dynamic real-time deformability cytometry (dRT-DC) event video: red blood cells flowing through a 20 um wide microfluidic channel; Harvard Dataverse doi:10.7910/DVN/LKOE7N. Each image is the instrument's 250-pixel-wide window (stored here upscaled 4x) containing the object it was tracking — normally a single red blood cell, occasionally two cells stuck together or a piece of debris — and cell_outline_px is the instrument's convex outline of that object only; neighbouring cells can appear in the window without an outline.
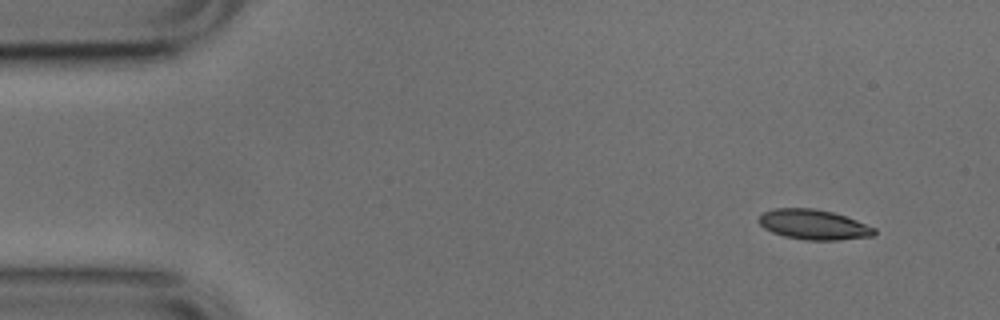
{"species": "common noctule bat (a hibernating species)", "species_latin": "Nyctalus noctula", "temperature_condition": "cold", "stored_images_in_passage": 50, "camera_frame_rate_fps": 3000, "um_per_image_px": 0.085, "animal": {"sex": "male", "body_mass_g": 17.9, "forearm_length_mm": 54.2}, "frame": {"image": 1, "passage_image": 1, "time_ms": 0.0, "image_size_px": [1000, 320], "cell_outline_px": [[876, 232], [872, 236], [840, 240], [804, 240], [784, 236], [772, 232], [764, 228], [756, 220], [764, 212], [772, 208], [812, 208], [832, 212], [856, 220], [876, 228]], "centroid_in_image_um": [69.13, 19.09], "position_along_channel_um": 15.9, "area_um2": 20.23}}
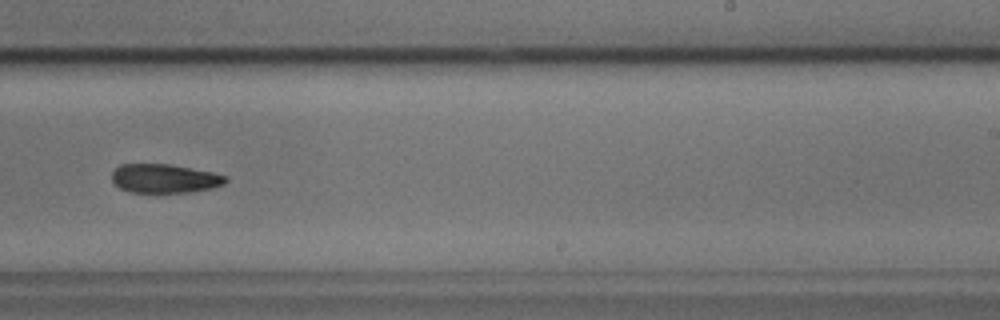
{"frame": {"image": 2, "passage_image": 29, "time_ms": 9.333, "image_size_px": [1000, 320], "cell_outline_px": [[228, 180], [224, 184], [212, 188], [188, 192], [128, 192], [120, 188], [112, 180], [112, 172], [120, 164], [172, 164], [212, 172], [228, 176]], "centroid_in_image_um": [14.0, 15.16], "position_along_channel_um": 275.0, "area_um2": 19.19}}
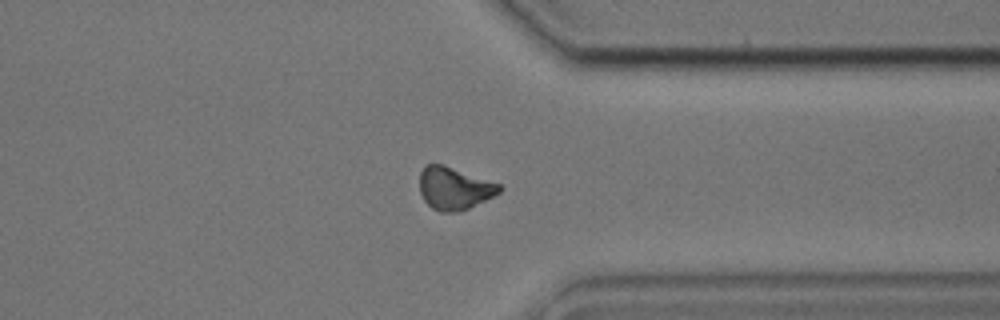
{"frame": {"image": 3, "passage_image": 37, "time_ms": 12.0, "image_size_px": [1000, 320], "cell_outline_px": [[504, 188], [500, 192], [468, 208], [456, 212], [440, 212], [432, 208], [424, 200], [420, 192], [420, 172], [424, 164], [444, 164], [500, 184]], "centroid_in_image_um": [38.59, 15.99], "position_along_channel_um": 372.8, "area_um2": 19.71}, "authors_computed_cell_mechanics": {"area_um2": 19.941, "velocity_mm_per_s": 3.7753, "shape_relaxation_time_tau1_ms": 9.3492, "shape_relaxation_time_tau2_ms": null, "deformation_change_tau1": 0.193, "deformation_change_tau2": null}}